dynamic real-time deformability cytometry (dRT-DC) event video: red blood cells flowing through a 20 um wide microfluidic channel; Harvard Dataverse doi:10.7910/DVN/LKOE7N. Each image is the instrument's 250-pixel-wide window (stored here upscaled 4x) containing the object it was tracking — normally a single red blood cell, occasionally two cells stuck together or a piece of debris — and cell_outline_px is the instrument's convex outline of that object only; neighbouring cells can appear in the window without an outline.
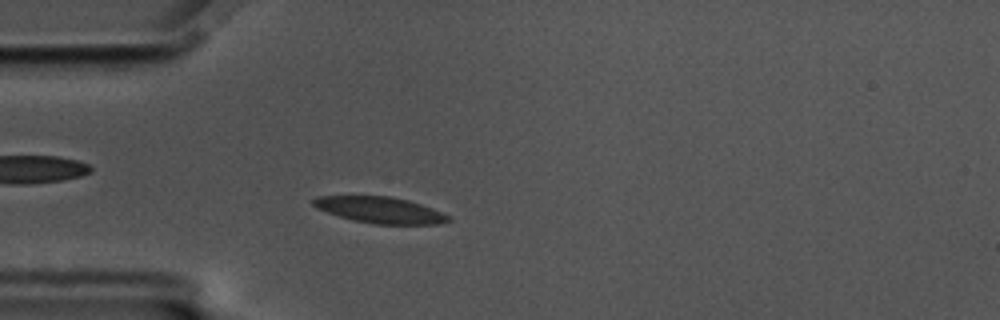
{"species": "common noctule bat (a hibernating species)", "species_latin": "Nyctalus noctula", "temperature_condition": "cold", "stored_images_in_passage": 54, "camera_frame_rate_fps": 3000, "um_per_image_px": 0.085, "animal": {"sex": "male", "body_mass_g": 17.5, "forearm_length_mm": 52.3}, "frame": {"image": 1, "passage_image": 12, "time_ms": 3.667, "image_size_px": [1000, 320], "cell_outline_px": [[452, 220], [436, 224], [372, 224], [352, 220], [316, 208], [312, 204], [312, 200], [316, 196], [388, 196], [408, 200], [432, 208], [448, 216]], "centroid_in_image_um": [32.27, 17.85], "position_along_channel_um": 52.7, "area_um2": 20.46}}
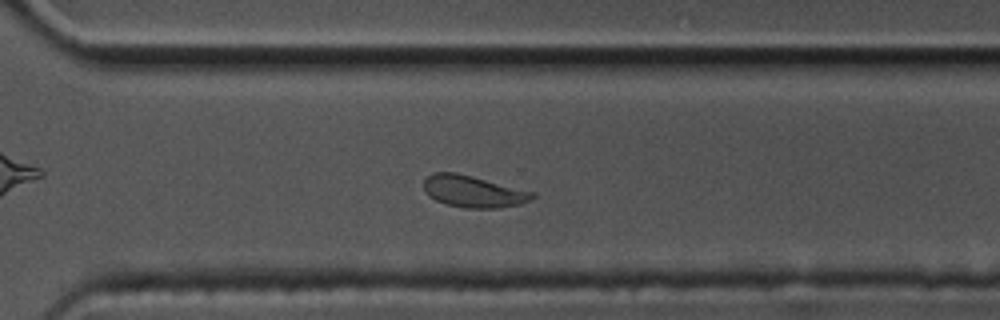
{"frame": {"image": 2, "passage_image": 37, "time_ms": 12.0, "image_size_px": [1000, 320], "cell_outline_px": [[536, 196], [532, 200], [520, 204], [500, 208], [464, 208], [448, 204], [436, 200], [428, 196], [424, 192], [424, 180], [432, 172], [456, 172], [472, 176], [532, 192]], "centroid_in_image_um": [40.2, 16.28], "position_along_channel_um": 330.4, "area_um2": 20.0}}
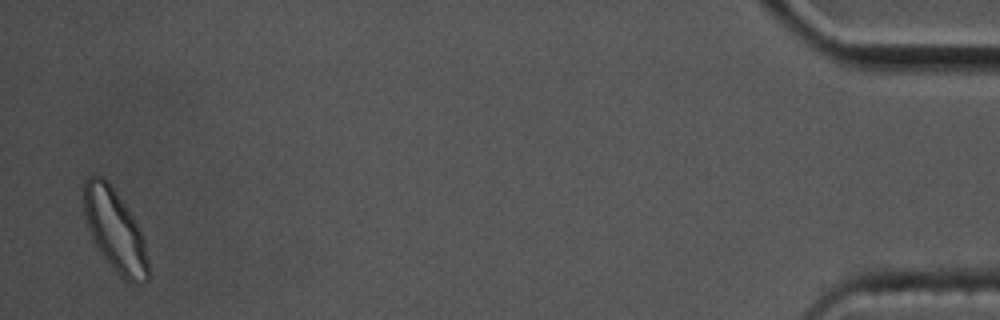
{"frame": {"image": 3, "passage_image": 53, "time_ms": 17.333, "image_size_px": [1000, 320], "cell_outline_px": [[148, 280], [144, 284], [132, 284], [124, 280], [112, 268], [100, 252], [92, 240], [84, 220], [84, 180], [88, 176], [96, 172], [104, 176], [132, 216], [144, 240], [148, 260]], "centroid_in_image_um": [9.74, 19.6], "position_along_channel_um": 425.5, "area_um2": 30.98}, "authors_computed_cell_mechanics": {"area_um2": 20.6057, "velocity_mm_per_s": 3.4314, "shape_relaxation_time_tau1_ms": 6.4243, "shape_relaxation_time_tau2_ms": 1.8658, "deformation_change_tau1": 0.1249, "deformation_change_tau2": 0.0534}}